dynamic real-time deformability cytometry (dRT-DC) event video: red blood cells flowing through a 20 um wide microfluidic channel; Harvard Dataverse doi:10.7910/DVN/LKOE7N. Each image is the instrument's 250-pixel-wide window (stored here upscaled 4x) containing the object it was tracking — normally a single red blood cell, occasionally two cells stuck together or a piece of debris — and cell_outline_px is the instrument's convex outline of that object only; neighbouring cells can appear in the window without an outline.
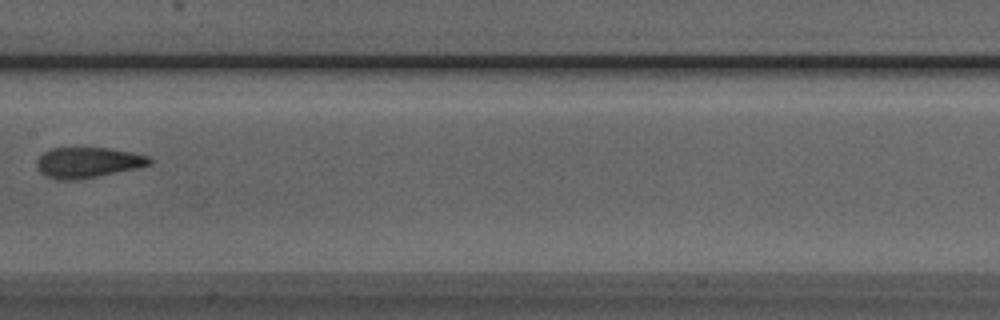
{"species": "Egyptian fruit bat (a non-hibernating species)", "species_latin": "Rousettus aegyptiacus", "temperature_condition": "room temperature", "stored_images_in_passage": 8, "camera_frame_rate_fps": 3000, "um_per_image_px": 0.085, "animal": {"sex": "male"}, "frame": {"image": 1, "passage_image": 8, "time_ms": 2.333, "image_size_px": [1000, 320], "cell_outline_px": [[152, 164], [136, 168], [96, 176], [72, 180], [56, 180], [44, 176], [36, 168], [36, 160], [44, 152], [52, 148], [108, 148], [132, 152], [148, 156], [152, 160]], "centroid_in_image_um": [7.42, 13.81], "position_along_channel_um": 200.0, "area_um2": 20.0}}